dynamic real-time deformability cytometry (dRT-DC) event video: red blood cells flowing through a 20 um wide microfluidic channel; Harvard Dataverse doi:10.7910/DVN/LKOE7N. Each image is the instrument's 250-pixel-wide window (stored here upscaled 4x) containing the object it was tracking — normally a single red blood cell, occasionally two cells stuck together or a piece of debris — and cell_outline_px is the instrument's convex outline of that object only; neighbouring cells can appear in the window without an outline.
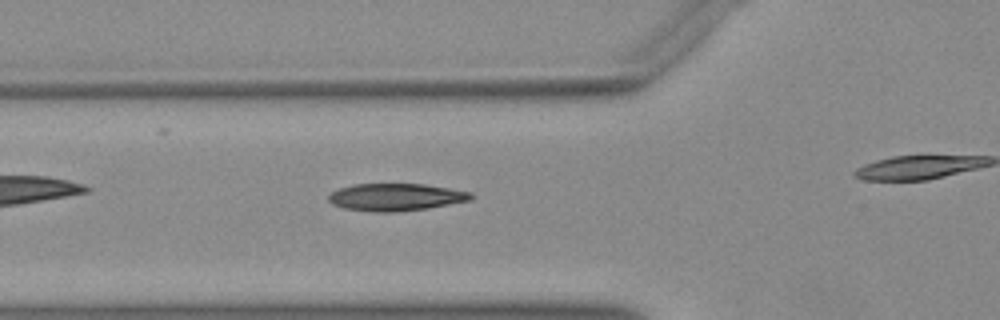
{"species": "Egyptian fruit bat (a non-hibernating species)", "species_latin": "Rousettus aegyptiacus", "temperature_condition": "warm", "stored_images_in_passage": 35, "camera_frame_rate_fps": 3000, "um_per_image_px": 0.085, "animal": {"sex": "female"}, "frame": {"image": 1, "passage_image": 11, "time_ms": 3.333, "image_size_px": [1000, 320], "cell_outline_px": [[472, 200], [428, 208], [392, 212], [376, 212], [344, 208], [332, 204], [328, 200], [328, 196], [332, 192], [340, 188], [352, 184], [424, 184], [472, 192]], "centroid_in_image_um": [33.64, 16.75], "position_along_channel_um": 92.2, "area_um2": 22.6}}
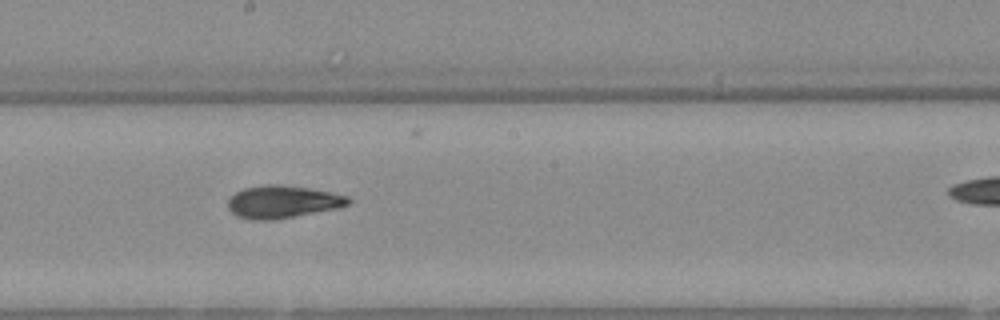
{"frame": {"image": 2, "passage_image": 21, "time_ms": 6.667, "image_size_px": [1000, 320], "cell_outline_px": [[352, 200], [348, 204], [340, 208], [272, 220], [252, 220], [236, 216], [228, 208], [228, 200], [236, 192], [244, 188], [264, 184], [276, 184], [308, 188], [348, 196]], "centroid_in_image_um": [24.01, 17.16], "position_along_channel_um": 224.2, "area_um2": 22.77}}
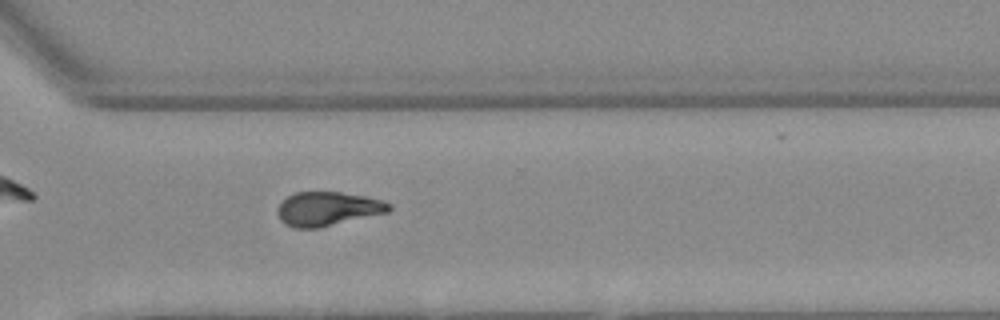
{"frame": {"image": 3, "passage_image": 30, "time_ms": 9.667, "image_size_px": [1000, 320], "cell_outline_px": [[392, 208], [388, 212], [320, 228], [296, 228], [284, 224], [280, 220], [280, 204], [288, 196], [296, 192], [340, 192], [364, 196], [380, 200], [392, 204]], "centroid_in_image_um": [27.89, 17.76], "position_along_channel_um": 342.7, "area_um2": 21.85}}